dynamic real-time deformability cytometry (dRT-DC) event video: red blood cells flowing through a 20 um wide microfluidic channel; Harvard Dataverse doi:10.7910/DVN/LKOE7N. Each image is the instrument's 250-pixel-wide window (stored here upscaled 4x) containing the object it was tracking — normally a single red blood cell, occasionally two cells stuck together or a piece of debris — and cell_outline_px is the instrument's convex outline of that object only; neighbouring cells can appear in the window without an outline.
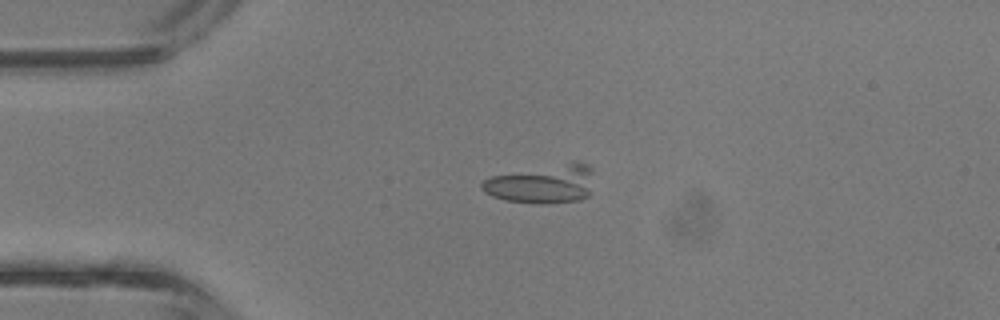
{"species": "common noctule bat (a hibernating species)", "species_latin": "Nyctalus noctula", "temperature_condition": "room temperature", "stored_images_in_passage": 5, "camera_frame_rate_fps": 3000, "um_per_image_px": 0.085, "animal": {"sex": "male", "body_mass_g": 13.3}, "frame": {"image": 1, "passage_image": 1, "time_ms": 0.0, "image_size_px": [1000, 320], "cell_outline_px": [[592, 172], [588, 196], [580, 200], [504, 200], [492, 196], [484, 192], [480, 188], [480, 184], [484, 180], [492, 176], [572, 160], [576, 160], [588, 164], [592, 168]], "centroid_in_image_um": [46.1, 15.55], "position_along_channel_um": 38.9, "area_um2": 24.33}}